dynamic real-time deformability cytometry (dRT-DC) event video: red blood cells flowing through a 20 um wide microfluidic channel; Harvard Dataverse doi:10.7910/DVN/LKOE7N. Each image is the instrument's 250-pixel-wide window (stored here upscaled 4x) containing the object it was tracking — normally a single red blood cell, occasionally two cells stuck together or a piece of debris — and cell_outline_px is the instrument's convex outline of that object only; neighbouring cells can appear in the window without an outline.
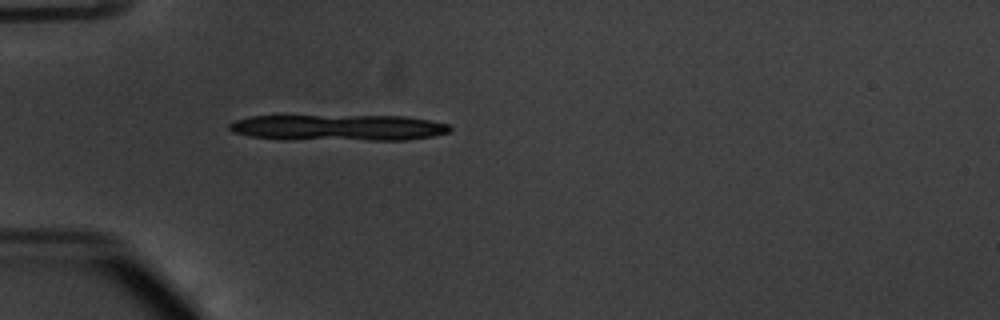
{"species": "common noctule bat (a hibernating species)", "species_latin": "Nyctalus noctula", "temperature_condition": "warm", "stored_images_in_passage": 24, "camera_frame_rate_fps": 3000, "um_per_image_px": 0.085, "animal": {"sex": "male", "body_mass_g": 20.1, "forearm_length_mm": 53.5}, "frame": {"image": 1, "passage_image": 1, "time_ms": 0.0, "image_size_px": [1000, 320], "cell_outline_px": [[452, 128], [448, 132], [432, 136], [404, 140], [284, 140], [252, 136], [232, 132], [228, 128], [228, 124], [236, 120], [248, 116], [404, 116], [428, 120], [448, 124]], "centroid_in_image_um": [28.72, 10.86], "position_along_channel_um": 56.3, "area_um2": 33.81}}